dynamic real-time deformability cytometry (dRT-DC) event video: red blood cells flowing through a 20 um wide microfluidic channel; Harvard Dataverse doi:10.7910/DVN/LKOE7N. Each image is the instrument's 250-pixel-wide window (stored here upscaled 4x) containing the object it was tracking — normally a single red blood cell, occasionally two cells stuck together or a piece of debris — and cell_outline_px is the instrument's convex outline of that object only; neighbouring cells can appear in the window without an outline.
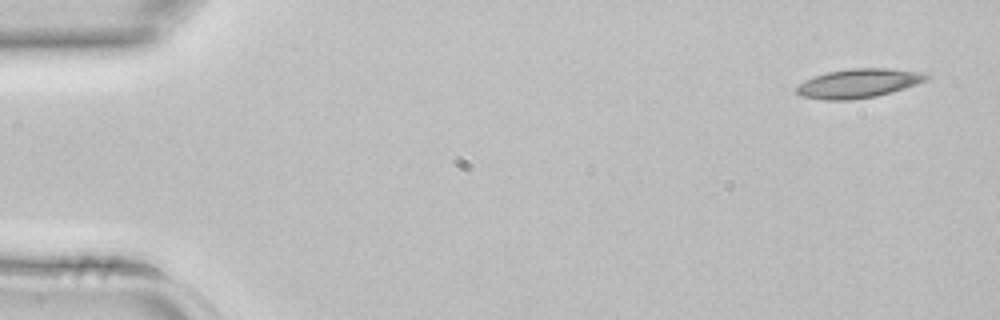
{"species": "common noctule bat (a hibernating species)", "species_latin": "Nyctalus noctula", "temperature_condition": "room temperature", "stored_images_in_passage": 3, "camera_frame_rate_fps": 3000, "um_per_image_px": 0.085, "animal": {"sex": "female", "body_mass_g": 22.7, "forearm_length_mm": 54.2}, "frame": {"image": 1, "passage_image": 1, "time_ms": 0.0, "image_size_px": [1000, 320], "cell_outline_px": [[932, 76], [928, 80], [892, 92], [876, 96], [852, 100], [824, 100], [800, 96], [796, 92], [796, 88], [804, 80], [828, 72], [852, 68], [884, 68], [924, 72]], "centroid_in_image_um": [73.0, 7.08], "position_along_channel_um": 12.0, "area_um2": 22.02}}
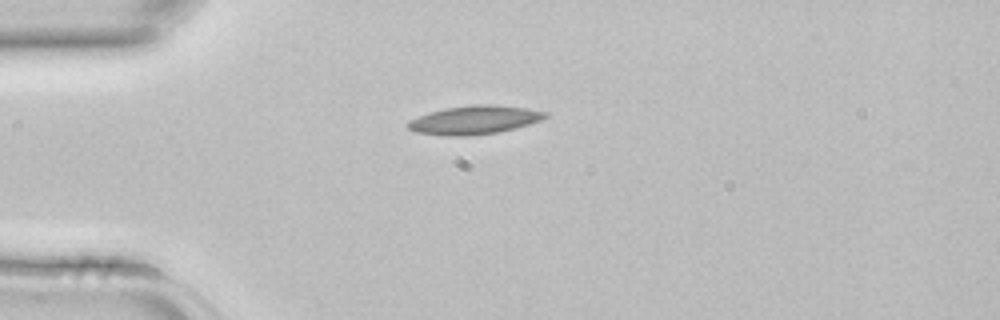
{"frame": {"image": 2, "passage_image": 3, "time_ms": 0.667, "image_size_px": [1000, 320], "cell_outline_px": [[548, 116], [540, 120], [516, 128], [496, 132], [464, 136], [444, 136], [416, 132], [408, 128], [404, 124], [408, 120], [444, 108], [476, 104], [496, 104], [528, 108], [548, 112]], "centroid_in_image_um": [40.32, 10.19], "position_along_channel_um": 44.7, "area_um2": 22.89}}